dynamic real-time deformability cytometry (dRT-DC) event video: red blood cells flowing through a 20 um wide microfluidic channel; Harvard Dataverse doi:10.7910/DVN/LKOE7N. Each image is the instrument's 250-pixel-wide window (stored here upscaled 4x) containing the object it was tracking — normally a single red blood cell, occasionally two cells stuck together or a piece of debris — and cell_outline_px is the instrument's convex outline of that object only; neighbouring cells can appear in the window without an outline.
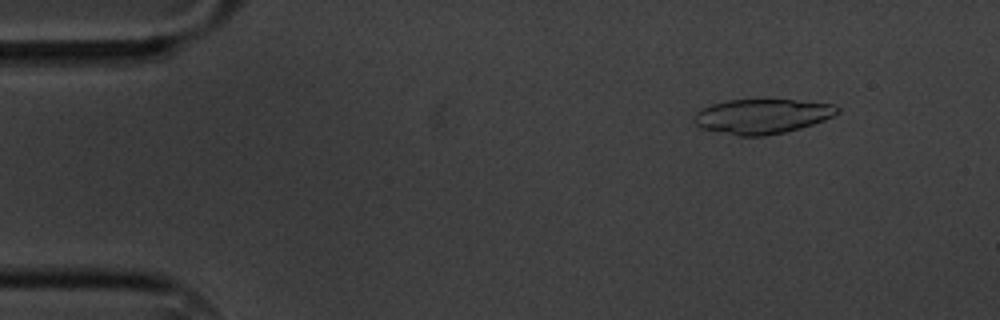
{"species": "common noctule bat (a hibernating species)", "species_latin": "Nyctalus noctula", "temperature_condition": "cold", "stored_images_in_passage": 59, "camera_frame_rate_fps": 3000, "um_per_image_px": 0.085, "animal": {"sex": "male", "body_mass_g": 20.1, "forearm_length_mm": 53.5}, "frame": {"image": 1, "passage_image": 7, "time_ms": 2.0, "image_size_px": [1000, 320], "cell_outline_px": [[840, 112], [824, 120], [800, 128], [784, 132], [764, 136], [736, 136], [700, 128], [692, 120], [692, 116], [700, 108], [712, 104], [728, 100], [792, 100], [832, 104], [840, 108]], "centroid_in_image_um": [64.72, 9.89], "position_along_channel_um": 20.3, "area_um2": 29.02}}